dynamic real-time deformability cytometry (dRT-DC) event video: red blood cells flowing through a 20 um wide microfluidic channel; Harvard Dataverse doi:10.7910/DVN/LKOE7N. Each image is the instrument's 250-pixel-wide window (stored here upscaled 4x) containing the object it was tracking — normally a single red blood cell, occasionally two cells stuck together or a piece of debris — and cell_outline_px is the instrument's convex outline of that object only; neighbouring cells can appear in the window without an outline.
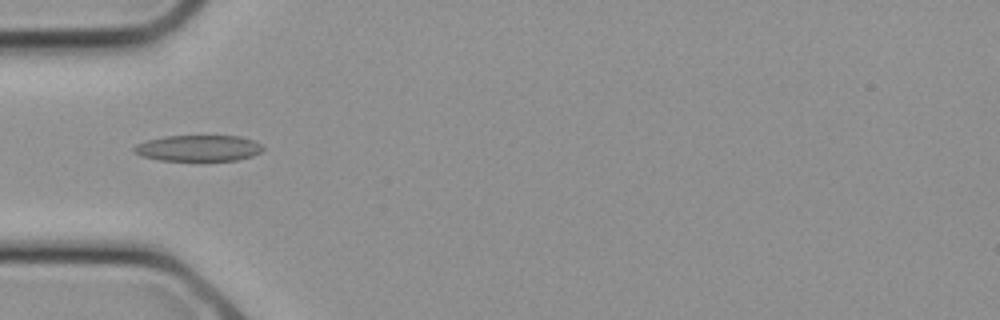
{"species": "common noctule bat (a hibernating species)", "species_latin": "Nyctalus noctula", "temperature_condition": "cold", "stored_images_in_passage": 14, "camera_frame_rate_fps": 3000, "um_per_image_px": 0.085, "animal": {"sex": "female", "body_mass_g": 21.9}, "frame": {"image": 1, "passage_image": 8, "time_ms": 2.333, "image_size_px": [1000, 320], "cell_outline_px": [[264, 148], [260, 152], [252, 156], [236, 160], [160, 160], [140, 156], [132, 152], [132, 148], [136, 144], [148, 140], [164, 136], [240, 136], [252, 140], [260, 144]], "centroid_in_image_um": [16.82, 12.59], "position_along_channel_um": 68.2, "area_um2": 19.54}}
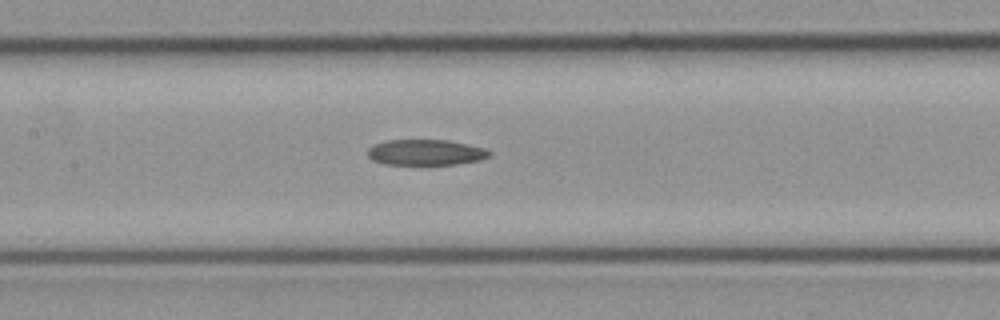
{"frame": {"image": 2, "passage_image": 12, "time_ms": 3.667, "image_size_px": [1000, 320], "cell_outline_px": [[492, 152], [488, 156], [480, 160], [456, 164], [384, 164], [372, 160], [368, 156], [368, 148], [376, 144], [388, 140], [448, 140], [484, 148]], "centroid_in_image_um": [36.18, 12.95], "position_along_channel_um": 171.2, "area_um2": 18.03}}
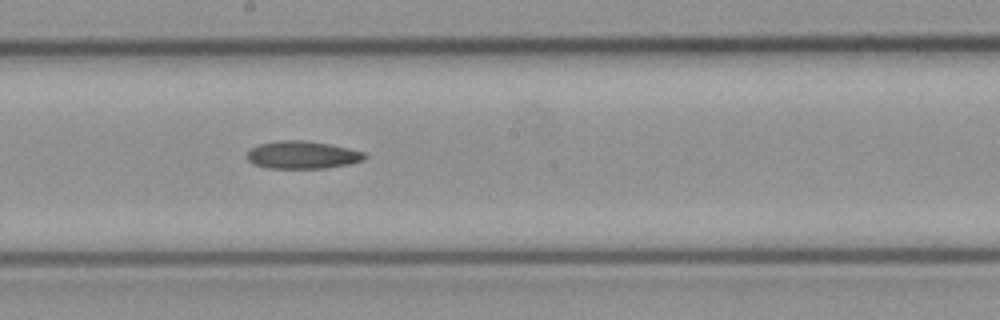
{"frame": {"image": 3, "passage_image": 14, "time_ms": 4.333, "image_size_px": [1000, 320], "cell_outline_px": [[368, 156], [364, 160], [348, 164], [328, 168], [268, 168], [252, 164], [244, 156], [248, 148], [256, 144], [280, 140], [304, 140], [328, 144], [348, 148], [364, 152]], "centroid_in_image_um": [25.63, 13.16], "position_along_channel_um": 222.6, "area_um2": 19.31}}